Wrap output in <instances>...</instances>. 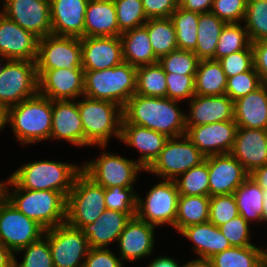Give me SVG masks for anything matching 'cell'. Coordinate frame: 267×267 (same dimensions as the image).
<instances>
[{"mask_svg": "<svg viewBox=\"0 0 267 267\" xmlns=\"http://www.w3.org/2000/svg\"><path fill=\"white\" fill-rule=\"evenodd\" d=\"M83 97V100H78V108L84 131V147L96 145L105 149L111 135L120 139L122 107L108 100Z\"/></svg>", "mask_w": 267, "mask_h": 267, "instance_id": "obj_5", "label": "cell"}, {"mask_svg": "<svg viewBox=\"0 0 267 267\" xmlns=\"http://www.w3.org/2000/svg\"><path fill=\"white\" fill-rule=\"evenodd\" d=\"M39 38L0 12V58L36 61Z\"/></svg>", "mask_w": 267, "mask_h": 267, "instance_id": "obj_19", "label": "cell"}, {"mask_svg": "<svg viewBox=\"0 0 267 267\" xmlns=\"http://www.w3.org/2000/svg\"><path fill=\"white\" fill-rule=\"evenodd\" d=\"M234 121L238 127L267 130V83L234 101Z\"/></svg>", "mask_w": 267, "mask_h": 267, "instance_id": "obj_27", "label": "cell"}, {"mask_svg": "<svg viewBox=\"0 0 267 267\" xmlns=\"http://www.w3.org/2000/svg\"><path fill=\"white\" fill-rule=\"evenodd\" d=\"M199 13L185 10L179 5L171 14L170 19L176 30L178 49L194 51L197 44V26Z\"/></svg>", "mask_w": 267, "mask_h": 267, "instance_id": "obj_38", "label": "cell"}, {"mask_svg": "<svg viewBox=\"0 0 267 267\" xmlns=\"http://www.w3.org/2000/svg\"><path fill=\"white\" fill-rule=\"evenodd\" d=\"M6 181H4L2 183V181H0V203L5 199V186H6Z\"/></svg>", "mask_w": 267, "mask_h": 267, "instance_id": "obj_63", "label": "cell"}, {"mask_svg": "<svg viewBox=\"0 0 267 267\" xmlns=\"http://www.w3.org/2000/svg\"><path fill=\"white\" fill-rule=\"evenodd\" d=\"M263 193L264 190L250 176L234 191L238 212L248 223L261 221Z\"/></svg>", "mask_w": 267, "mask_h": 267, "instance_id": "obj_35", "label": "cell"}, {"mask_svg": "<svg viewBox=\"0 0 267 267\" xmlns=\"http://www.w3.org/2000/svg\"><path fill=\"white\" fill-rule=\"evenodd\" d=\"M54 267H83L90 246L81 229L64 224L45 230Z\"/></svg>", "mask_w": 267, "mask_h": 267, "instance_id": "obj_12", "label": "cell"}, {"mask_svg": "<svg viewBox=\"0 0 267 267\" xmlns=\"http://www.w3.org/2000/svg\"><path fill=\"white\" fill-rule=\"evenodd\" d=\"M84 96L121 106L136 92L137 67L123 62L101 71H84Z\"/></svg>", "mask_w": 267, "mask_h": 267, "instance_id": "obj_6", "label": "cell"}, {"mask_svg": "<svg viewBox=\"0 0 267 267\" xmlns=\"http://www.w3.org/2000/svg\"><path fill=\"white\" fill-rule=\"evenodd\" d=\"M7 120H8V108L4 104L0 103V130L5 128V125L8 124Z\"/></svg>", "mask_w": 267, "mask_h": 267, "instance_id": "obj_61", "label": "cell"}, {"mask_svg": "<svg viewBox=\"0 0 267 267\" xmlns=\"http://www.w3.org/2000/svg\"><path fill=\"white\" fill-rule=\"evenodd\" d=\"M148 267H181V265L173 258L162 256L150 261Z\"/></svg>", "mask_w": 267, "mask_h": 267, "instance_id": "obj_59", "label": "cell"}, {"mask_svg": "<svg viewBox=\"0 0 267 267\" xmlns=\"http://www.w3.org/2000/svg\"><path fill=\"white\" fill-rule=\"evenodd\" d=\"M158 63L165 73L177 75H195L199 59L193 51L176 49L161 57Z\"/></svg>", "mask_w": 267, "mask_h": 267, "instance_id": "obj_44", "label": "cell"}, {"mask_svg": "<svg viewBox=\"0 0 267 267\" xmlns=\"http://www.w3.org/2000/svg\"><path fill=\"white\" fill-rule=\"evenodd\" d=\"M177 100L134 94L122 108L121 124H134L165 134L168 138L185 135L187 115Z\"/></svg>", "mask_w": 267, "mask_h": 267, "instance_id": "obj_1", "label": "cell"}, {"mask_svg": "<svg viewBox=\"0 0 267 267\" xmlns=\"http://www.w3.org/2000/svg\"><path fill=\"white\" fill-rule=\"evenodd\" d=\"M89 0H50L51 34L84 38L85 12Z\"/></svg>", "mask_w": 267, "mask_h": 267, "instance_id": "obj_24", "label": "cell"}, {"mask_svg": "<svg viewBox=\"0 0 267 267\" xmlns=\"http://www.w3.org/2000/svg\"><path fill=\"white\" fill-rule=\"evenodd\" d=\"M218 61L221 63L227 78L249 71L254 66L252 46L224 56Z\"/></svg>", "mask_w": 267, "mask_h": 267, "instance_id": "obj_51", "label": "cell"}, {"mask_svg": "<svg viewBox=\"0 0 267 267\" xmlns=\"http://www.w3.org/2000/svg\"><path fill=\"white\" fill-rule=\"evenodd\" d=\"M226 84L227 76L218 60H199L195 74V95H223Z\"/></svg>", "mask_w": 267, "mask_h": 267, "instance_id": "obj_33", "label": "cell"}, {"mask_svg": "<svg viewBox=\"0 0 267 267\" xmlns=\"http://www.w3.org/2000/svg\"><path fill=\"white\" fill-rule=\"evenodd\" d=\"M0 12L38 38L51 34L50 0H4Z\"/></svg>", "mask_w": 267, "mask_h": 267, "instance_id": "obj_15", "label": "cell"}, {"mask_svg": "<svg viewBox=\"0 0 267 267\" xmlns=\"http://www.w3.org/2000/svg\"><path fill=\"white\" fill-rule=\"evenodd\" d=\"M105 210L104 188L81 171L67 196L66 223L82 229L92 224Z\"/></svg>", "mask_w": 267, "mask_h": 267, "instance_id": "obj_7", "label": "cell"}, {"mask_svg": "<svg viewBox=\"0 0 267 267\" xmlns=\"http://www.w3.org/2000/svg\"><path fill=\"white\" fill-rule=\"evenodd\" d=\"M82 166L67 162L40 160L26 163L15 170L9 178L27 190H54L66 198L73 187Z\"/></svg>", "mask_w": 267, "mask_h": 267, "instance_id": "obj_4", "label": "cell"}, {"mask_svg": "<svg viewBox=\"0 0 267 267\" xmlns=\"http://www.w3.org/2000/svg\"><path fill=\"white\" fill-rule=\"evenodd\" d=\"M231 154L250 174L267 164V130L238 127Z\"/></svg>", "mask_w": 267, "mask_h": 267, "instance_id": "obj_23", "label": "cell"}, {"mask_svg": "<svg viewBox=\"0 0 267 267\" xmlns=\"http://www.w3.org/2000/svg\"><path fill=\"white\" fill-rule=\"evenodd\" d=\"M239 215L234 194L210 197L209 222L219 227Z\"/></svg>", "mask_w": 267, "mask_h": 267, "instance_id": "obj_48", "label": "cell"}, {"mask_svg": "<svg viewBox=\"0 0 267 267\" xmlns=\"http://www.w3.org/2000/svg\"><path fill=\"white\" fill-rule=\"evenodd\" d=\"M260 249L255 245L232 246L216 253L208 260L211 267H262Z\"/></svg>", "mask_w": 267, "mask_h": 267, "instance_id": "obj_37", "label": "cell"}, {"mask_svg": "<svg viewBox=\"0 0 267 267\" xmlns=\"http://www.w3.org/2000/svg\"><path fill=\"white\" fill-rule=\"evenodd\" d=\"M150 38L155 57H161L178 49L176 30L170 18L148 19L144 24Z\"/></svg>", "mask_w": 267, "mask_h": 267, "instance_id": "obj_36", "label": "cell"}, {"mask_svg": "<svg viewBox=\"0 0 267 267\" xmlns=\"http://www.w3.org/2000/svg\"><path fill=\"white\" fill-rule=\"evenodd\" d=\"M264 197H263V211L261 216V222H267V190H264Z\"/></svg>", "mask_w": 267, "mask_h": 267, "instance_id": "obj_62", "label": "cell"}, {"mask_svg": "<svg viewBox=\"0 0 267 267\" xmlns=\"http://www.w3.org/2000/svg\"><path fill=\"white\" fill-rule=\"evenodd\" d=\"M219 229L231 246L246 247L254 245L250 242L249 223L240 214L219 226Z\"/></svg>", "mask_w": 267, "mask_h": 267, "instance_id": "obj_49", "label": "cell"}, {"mask_svg": "<svg viewBox=\"0 0 267 267\" xmlns=\"http://www.w3.org/2000/svg\"><path fill=\"white\" fill-rule=\"evenodd\" d=\"M238 126L234 120L186 127L185 135L205 156L231 153Z\"/></svg>", "mask_w": 267, "mask_h": 267, "instance_id": "obj_17", "label": "cell"}, {"mask_svg": "<svg viewBox=\"0 0 267 267\" xmlns=\"http://www.w3.org/2000/svg\"><path fill=\"white\" fill-rule=\"evenodd\" d=\"M263 83L253 66L249 71L227 78L225 94L232 101H236L250 92L255 91Z\"/></svg>", "mask_w": 267, "mask_h": 267, "instance_id": "obj_47", "label": "cell"}, {"mask_svg": "<svg viewBox=\"0 0 267 267\" xmlns=\"http://www.w3.org/2000/svg\"><path fill=\"white\" fill-rule=\"evenodd\" d=\"M120 39L124 62L136 67L158 62L144 25L123 32Z\"/></svg>", "mask_w": 267, "mask_h": 267, "instance_id": "obj_31", "label": "cell"}, {"mask_svg": "<svg viewBox=\"0 0 267 267\" xmlns=\"http://www.w3.org/2000/svg\"><path fill=\"white\" fill-rule=\"evenodd\" d=\"M113 0H89L84 22V37L121 36Z\"/></svg>", "mask_w": 267, "mask_h": 267, "instance_id": "obj_28", "label": "cell"}, {"mask_svg": "<svg viewBox=\"0 0 267 267\" xmlns=\"http://www.w3.org/2000/svg\"><path fill=\"white\" fill-rule=\"evenodd\" d=\"M249 176L263 189L267 190V164L253 170Z\"/></svg>", "mask_w": 267, "mask_h": 267, "instance_id": "obj_57", "label": "cell"}, {"mask_svg": "<svg viewBox=\"0 0 267 267\" xmlns=\"http://www.w3.org/2000/svg\"><path fill=\"white\" fill-rule=\"evenodd\" d=\"M243 22L252 43L267 39V1L247 0Z\"/></svg>", "mask_w": 267, "mask_h": 267, "instance_id": "obj_42", "label": "cell"}, {"mask_svg": "<svg viewBox=\"0 0 267 267\" xmlns=\"http://www.w3.org/2000/svg\"><path fill=\"white\" fill-rule=\"evenodd\" d=\"M38 93L52 101L84 96L83 68L37 70Z\"/></svg>", "mask_w": 267, "mask_h": 267, "instance_id": "obj_16", "label": "cell"}, {"mask_svg": "<svg viewBox=\"0 0 267 267\" xmlns=\"http://www.w3.org/2000/svg\"><path fill=\"white\" fill-rule=\"evenodd\" d=\"M45 229L18 211L6 198L0 203V242L13 254L38 241Z\"/></svg>", "mask_w": 267, "mask_h": 267, "instance_id": "obj_14", "label": "cell"}, {"mask_svg": "<svg viewBox=\"0 0 267 267\" xmlns=\"http://www.w3.org/2000/svg\"><path fill=\"white\" fill-rule=\"evenodd\" d=\"M147 19L170 18L178 0H142Z\"/></svg>", "mask_w": 267, "mask_h": 267, "instance_id": "obj_54", "label": "cell"}, {"mask_svg": "<svg viewBox=\"0 0 267 267\" xmlns=\"http://www.w3.org/2000/svg\"><path fill=\"white\" fill-rule=\"evenodd\" d=\"M214 0H178V5L189 11L196 13L211 12Z\"/></svg>", "mask_w": 267, "mask_h": 267, "instance_id": "obj_56", "label": "cell"}, {"mask_svg": "<svg viewBox=\"0 0 267 267\" xmlns=\"http://www.w3.org/2000/svg\"><path fill=\"white\" fill-rule=\"evenodd\" d=\"M13 187L9 191L8 187ZM5 198L21 213L35 220L45 230L66 222L67 198L54 190L19 188L10 178L5 186Z\"/></svg>", "mask_w": 267, "mask_h": 267, "instance_id": "obj_2", "label": "cell"}, {"mask_svg": "<svg viewBox=\"0 0 267 267\" xmlns=\"http://www.w3.org/2000/svg\"><path fill=\"white\" fill-rule=\"evenodd\" d=\"M155 228L137 216L132 217L117 240L121 260L130 262L151 255Z\"/></svg>", "mask_w": 267, "mask_h": 267, "instance_id": "obj_21", "label": "cell"}, {"mask_svg": "<svg viewBox=\"0 0 267 267\" xmlns=\"http://www.w3.org/2000/svg\"><path fill=\"white\" fill-rule=\"evenodd\" d=\"M180 234L194 242L193 251L200 259L208 260L216 253L232 247L219 227L209 221L188 226Z\"/></svg>", "mask_w": 267, "mask_h": 267, "instance_id": "obj_30", "label": "cell"}, {"mask_svg": "<svg viewBox=\"0 0 267 267\" xmlns=\"http://www.w3.org/2000/svg\"><path fill=\"white\" fill-rule=\"evenodd\" d=\"M135 94L151 97H167L166 73L158 62L137 67Z\"/></svg>", "mask_w": 267, "mask_h": 267, "instance_id": "obj_39", "label": "cell"}, {"mask_svg": "<svg viewBox=\"0 0 267 267\" xmlns=\"http://www.w3.org/2000/svg\"><path fill=\"white\" fill-rule=\"evenodd\" d=\"M130 219L128 214L106 209L92 224L81 230L90 248H107L111 242L118 240Z\"/></svg>", "mask_w": 267, "mask_h": 267, "instance_id": "obj_29", "label": "cell"}, {"mask_svg": "<svg viewBox=\"0 0 267 267\" xmlns=\"http://www.w3.org/2000/svg\"><path fill=\"white\" fill-rule=\"evenodd\" d=\"M7 123L22 145L49 140L52 127V100L37 93L9 107Z\"/></svg>", "mask_w": 267, "mask_h": 267, "instance_id": "obj_3", "label": "cell"}, {"mask_svg": "<svg viewBox=\"0 0 267 267\" xmlns=\"http://www.w3.org/2000/svg\"><path fill=\"white\" fill-rule=\"evenodd\" d=\"M210 196L180 195L174 228L179 233L186 227L208 222Z\"/></svg>", "mask_w": 267, "mask_h": 267, "instance_id": "obj_34", "label": "cell"}, {"mask_svg": "<svg viewBox=\"0 0 267 267\" xmlns=\"http://www.w3.org/2000/svg\"><path fill=\"white\" fill-rule=\"evenodd\" d=\"M262 267H267V251L260 249Z\"/></svg>", "mask_w": 267, "mask_h": 267, "instance_id": "obj_64", "label": "cell"}, {"mask_svg": "<svg viewBox=\"0 0 267 267\" xmlns=\"http://www.w3.org/2000/svg\"><path fill=\"white\" fill-rule=\"evenodd\" d=\"M209 175V196L234 194L249 173L231 154L207 157Z\"/></svg>", "mask_w": 267, "mask_h": 267, "instance_id": "obj_18", "label": "cell"}, {"mask_svg": "<svg viewBox=\"0 0 267 267\" xmlns=\"http://www.w3.org/2000/svg\"><path fill=\"white\" fill-rule=\"evenodd\" d=\"M23 252V260L18 263L14 254L13 267H54L48 239L42 236L38 241L30 243L16 252Z\"/></svg>", "mask_w": 267, "mask_h": 267, "instance_id": "obj_46", "label": "cell"}, {"mask_svg": "<svg viewBox=\"0 0 267 267\" xmlns=\"http://www.w3.org/2000/svg\"><path fill=\"white\" fill-rule=\"evenodd\" d=\"M180 139V140H179ZM205 160L186 135L169 138L159 156L145 170L162 180H175Z\"/></svg>", "mask_w": 267, "mask_h": 267, "instance_id": "obj_8", "label": "cell"}, {"mask_svg": "<svg viewBox=\"0 0 267 267\" xmlns=\"http://www.w3.org/2000/svg\"><path fill=\"white\" fill-rule=\"evenodd\" d=\"M82 68L101 71L124 62L120 36L81 38Z\"/></svg>", "mask_w": 267, "mask_h": 267, "instance_id": "obj_20", "label": "cell"}, {"mask_svg": "<svg viewBox=\"0 0 267 267\" xmlns=\"http://www.w3.org/2000/svg\"><path fill=\"white\" fill-rule=\"evenodd\" d=\"M189 103L190 112L185 116L186 127L234 120V101L226 94L195 95Z\"/></svg>", "mask_w": 267, "mask_h": 267, "instance_id": "obj_22", "label": "cell"}, {"mask_svg": "<svg viewBox=\"0 0 267 267\" xmlns=\"http://www.w3.org/2000/svg\"><path fill=\"white\" fill-rule=\"evenodd\" d=\"M247 0H214L211 12L226 23L244 20Z\"/></svg>", "mask_w": 267, "mask_h": 267, "instance_id": "obj_52", "label": "cell"}, {"mask_svg": "<svg viewBox=\"0 0 267 267\" xmlns=\"http://www.w3.org/2000/svg\"><path fill=\"white\" fill-rule=\"evenodd\" d=\"M240 23H226L219 36L214 60L247 49L252 44L246 28Z\"/></svg>", "mask_w": 267, "mask_h": 267, "instance_id": "obj_41", "label": "cell"}, {"mask_svg": "<svg viewBox=\"0 0 267 267\" xmlns=\"http://www.w3.org/2000/svg\"><path fill=\"white\" fill-rule=\"evenodd\" d=\"M37 93L35 61L7 60L0 75V103L9 108Z\"/></svg>", "mask_w": 267, "mask_h": 267, "instance_id": "obj_10", "label": "cell"}, {"mask_svg": "<svg viewBox=\"0 0 267 267\" xmlns=\"http://www.w3.org/2000/svg\"><path fill=\"white\" fill-rule=\"evenodd\" d=\"M181 267H211V265L207 259L196 258L195 260L186 262L183 266L181 265Z\"/></svg>", "mask_w": 267, "mask_h": 267, "instance_id": "obj_60", "label": "cell"}, {"mask_svg": "<svg viewBox=\"0 0 267 267\" xmlns=\"http://www.w3.org/2000/svg\"><path fill=\"white\" fill-rule=\"evenodd\" d=\"M180 195L209 196V175L207 157L175 180Z\"/></svg>", "mask_w": 267, "mask_h": 267, "instance_id": "obj_40", "label": "cell"}, {"mask_svg": "<svg viewBox=\"0 0 267 267\" xmlns=\"http://www.w3.org/2000/svg\"><path fill=\"white\" fill-rule=\"evenodd\" d=\"M179 196L174 180H162L147 192L145 200L137 196L136 216L155 227H174Z\"/></svg>", "mask_w": 267, "mask_h": 267, "instance_id": "obj_11", "label": "cell"}, {"mask_svg": "<svg viewBox=\"0 0 267 267\" xmlns=\"http://www.w3.org/2000/svg\"><path fill=\"white\" fill-rule=\"evenodd\" d=\"M137 196L133 187L114 186L104 189L106 209L123 212L131 218L136 216Z\"/></svg>", "mask_w": 267, "mask_h": 267, "instance_id": "obj_45", "label": "cell"}, {"mask_svg": "<svg viewBox=\"0 0 267 267\" xmlns=\"http://www.w3.org/2000/svg\"><path fill=\"white\" fill-rule=\"evenodd\" d=\"M3 60H8L6 58H4L3 56H1V59H0V75L2 74V71H3V67L5 66V64L2 65L3 63ZM2 62V63H1Z\"/></svg>", "mask_w": 267, "mask_h": 267, "instance_id": "obj_65", "label": "cell"}, {"mask_svg": "<svg viewBox=\"0 0 267 267\" xmlns=\"http://www.w3.org/2000/svg\"><path fill=\"white\" fill-rule=\"evenodd\" d=\"M36 70L82 68L81 38L49 34L38 40Z\"/></svg>", "mask_w": 267, "mask_h": 267, "instance_id": "obj_13", "label": "cell"}, {"mask_svg": "<svg viewBox=\"0 0 267 267\" xmlns=\"http://www.w3.org/2000/svg\"><path fill=\"white\" fill-rule=\"evenodd\" d=\"M121 33L143 26L147 21L142 0H113Z\"/></svg>", "mask_w": 267, "mask_h": 267, "instance_id": "obj_43", "label": "cell"}, {"mask_svg": "<svg viewBox=\"0 0 267 267\" xmlns=\"http://www.w3.org/2000/svg\"><path fill=\"white\" fill-rule=\"evenodd\" d=\"M226 22L212 12L201 13L197 26V44L193 51L199 60L213 59L219 36Z\"/></svg>", "mask_w": 267, "mask_h": 267, "instance_id": "obj_32", "label": "cell"}, {"mask_svg": "<svg viewBox=\"0 0 267 267\" xmlns=\"http://www.w3.org/2000/svg\"><path fill=\"white\" fill-rule=\"evenodd\" d=\"M52 101V127L50 139H63L76 146H84V131L78 102Z\"/></svg>", "mask_w": 267, "mask_h": 267, "instance_id": "obj_25", "label": "cell"}, {"mask_svg": "<svg viewBox=\"0 0 267 267\" xmlns=\"http://www.w3.org/2000/svg\"><path fill=\"white\" fill-rule=\"evenodd\" d=\"M14 254L0 242V267H13Z\"/></svg>", "mask_w": 267, "mask_h": 267, "instance_id": "obj_58", "label": "cell"}, {"mask_svg": "<svg viewBox=\"0 0 267 267\" xmlns=\"http://www.w3.org/2000/svg\"><path fill=\"white\" fill-rule=\"evenodd\" d=\"M122 263L110 248H90L83 267H122Z\"/></svg>", "mask_w": 267, "mask_h": 267, "instance_id": "obj_53", "label": "cell"}, {"mask_svg": "<svg viewBox=\"0 0 267 267\" xmlns=\"http://www.w3.org/2000/svg\"><path fill=\"white\" fill-rule=\"evenodd\" d=\"M254 68L259 74L261 80L267 83V39L253 42Z\"/></svg>", "mask_w": 267, "mask_h": 267, "instance_id": "obj_55", "label": "cell"}, {"mask_svg": "<svg viewBox=\"0 0 267 267\" xmlns=\"http://www.w3.org/2000/svg\"><path fill=\"white\" fill-rule=\"evenodd\" d=\"M82 171L104 189L114 186L134 187L139 171H145L137 160L103 151L96 160L81 165Z\"/></svg>", "mask_w": 267, "mask_h": 267, "instance_id": "obj_9", "label": "cell"}, {"mask_svg": "<svg viewBox=\"0 0 267 267\" xmlns=\"http://www.w3.org/2000/svg\"><path fill=\"white\" fill-rule=\"evenodd\" d=\"M169 138L162 133L134 124H121L120 140L140 151L137 162L145 170L154 162Z\"/></svg>", "mask_w": 267, "mask_h": 267, "instance_id": "obj_26", "label": "cell"}, {"mask_svg": "<svg viewBox=\"0 0 267 267\" xmlns=\"http://www.w3.org/2000/svg\"><path fill=\"white\" fill-rule=\"evenodd\" d=\"M167 98L177 101L192 99L195 96V75L166 73Z\"/></svg>", "mask_w": 267, "mask_h": 267, "instance_id": "obj_50", "label": "cell"}]
</instances>
